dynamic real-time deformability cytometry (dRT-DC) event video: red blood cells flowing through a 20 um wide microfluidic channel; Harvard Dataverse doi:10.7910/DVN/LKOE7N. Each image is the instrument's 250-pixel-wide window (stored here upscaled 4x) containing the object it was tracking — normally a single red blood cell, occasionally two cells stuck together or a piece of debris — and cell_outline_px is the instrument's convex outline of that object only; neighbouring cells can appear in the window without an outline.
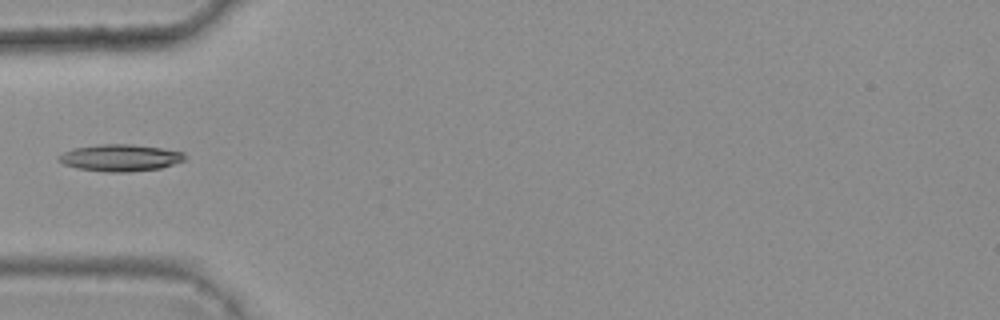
{"species": "common noctule bat (a hibernating species)", "species_latin": "Nyctalus noctula", "temperature_condition": "warm", "stored_images_in_passage": 5, "camera_frame_rate_fps": 3000, "um_per_image_px": 0.085, "animal": {"sex": "female", "body_mass_g": 25.1}, "frame": {"image": 1, "passage_image": 5, "time_ms": 1.333, "image_size_px": [1000, 320], "cell_outline_px": [[184, 160], [160, 168], [128, 172], [104, 172], [76, 168], [64, 164], [56, 160], [56, 156], [72, 148], [100, 144], [132, 144], [160, 148], [184, 152]], "centroid_in_image_um": [10.15, 13.41], "position_along_channel_um": 74.9, "area_um2": 19.77}}